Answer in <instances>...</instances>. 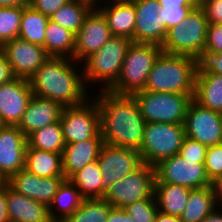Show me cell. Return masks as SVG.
<instances>
[{
	"mask_svg": "<svg viewBox=\"0 0 222 222\" xmlns=\"http://www.w3.org/2000/svg\"><path fill=\"white\" fill-rule=\"evenodd\" d=\"M100 114V133L105 144L139 151L146 121L133 95L109 90L95 96Z\"/></svg>",
	"mask_w": 222,
	"mask_h": 222,
	"instance_id": "1",
	"label": "cell"
},
{
	"mask_svg": "<svg viewBox=\"0 0 222 222\" xmlns=\"http://www.w3.org/2000/svg\"><path fill=\"white\" fill-rule=\"evenodd\" d=\"M73 60L50 57L28 80L33 95L56 101L62 107L84 103L89 96L87 85L83 71L80 75L75 67L77 61Z\"/></svg>",
	"mask_w": 222,
	"mask_h": 222,
	"instance_id": "2",
	"label": "cell"
},
{
	"mask_svg": "<svg viewBox=\"0 0 222 222\" xmlns=\"http://www.w3.org/2000/svg\"><path fill=\"white\" fill-rule=\"evenodd\" d=\"M199 61L186 55L162 52L151 69L145 91L194 94Z\"/></svg>",
	"mask_w": 222,
	"mask_h": 222,
	"instance_id": "3",
	"label": "cell"
},
{
	"mask_svg": "<svg viewBox=\"0 0 222 222\" xmlns=\"http://www.w3.org/2000/svg\"><path fill=\"white\" fill-rule=\"evenodd\" d=\"M208 24L203 8L194 6L180 24L167 30L162 51L190 56L200 61L205 49Z\"/></svg>",
	"mask_w": 222,
	"mask_h": 222,
	"instance_id": "4",
	"label": "cell"
},
{
	"mask_svg": "<svg viewBox=\"0 0 222 222\" xmlns=\"http://www.w3.org/2000/svg\"><path fill=\"white\" fill-rule=\"evenodd\" d=\"M131 43L132 40L129 38L112 36L99 51L87 57L79 69L80 72L83 68L85 85L89 82L95 85L101 82L102 88L99 89L109 90L119 78L122 63Z\"/></svg>",
	"mask_w": 222,
	"mask_h": 222,
	"instance_id": "5",
	"label": "cell"
},
{
	"mask_svg": "<svg viewBox=\"0 0 222 222\" xmlns=\"http://www.w3.org/2000/svg\"><path fill=\"white\" fill-rule=\"evenodd\" d=\"M162 52L159 45L132 42L122 63L119 78L109 91L132 95L143 90L148 75Z\"/></svg>",
	"mask_w": 222,
	"mask_h": 222,
	"instance_id": "6",
	"label": "cell"
},
{
	"mask_svg": "<svg viewBox=\"0 0 222 222\" xmlns=\"http://www.w3.org/2000/svg\"><path fill=\"white\" fill-rule=\"evenodd\" d=\"M146 123L184 124L194 94L149 92L132 94Z\"/></svg>",
	"mask_w": 222,
	"mask_h": 222,
	"instance_id": "7",
	"label": "cell"
},
{
	"mask_svg": "<svg viewBox=\"0 0 222 222\" xmlns=\"http://www.w3.org/2000/svg\"><path fill=\"white\" fill-rule=\"evenodd\" d=\"M185 136L184 124L146 123L138 151L142 162L155 166L163 159L179 154Z\"/></svg>",
	"mask_w": 222,
	"mask_h": 222,
	"instance_id": "8",
	"label": "cell"
},
{
	"mask_svg": "<svg viewBox=\"0 0 222 222\" xmlns=\"http://www.w3.org/2000/svg\"><path fill=\"white\" fill-rule=\"evenodd\" d=\"M155 167L142 163L137 169L107 187L104 199L114 208L150 198L154 194Z\"/></svg>",
	"mask_w": 222,
	"mask_h": 222,
	"instance_id": "9",
	"label": "cell"
},
{
	"mask_svg": "<svg viewBox=\"0 0 222 222\" xmlns=\"http://www.w3.org/2000/svg\"><path fill=\"white\" fill-rule=\"evenodd\" d=\"M89 99L90 96L80 105L62 108L60 123L66 144L102 137L97 101Z\"/></svg>",
	"mask_w": 222,
	"mask_h": 222,
	"instance_id": "10",
	"label": "cell"
},
{
	"mask_svg": "<svg viewBox=\"0 0 222 222\" xmlns=\"http://www.w3.org/2000/svg\"><path fill=\"white\" fill-rule=\"evenodd\" d=\"M155 167V182L181 185L190 189L211 186L204 163L185 160L180 154L163 159Z\"/></svg>",
	"mask_w": 222,
	"mask_h": 222,
	"instance_id": "11",
	"label": "cell"
},
{
	"mask_svg": "<svg viewBox=\"0 0 222 222\" xmlns=\"http://www.w3.org/2000/svg\"><path fill=\"white\" fill-rule=\"evenodd\" d=\"M185 135L205 146L222 143V113L201 107L194 100L189 104L184 121Z\"/></svg>",
	"mask_w": 222,
	"mask_h": 222,
	"instance_id": "12",
	"label": "cell"
},
{
	"mask_svg": "<svg viewBox=\"0 0 222 222\" xmlns=\"http://www.w3.org/2000/svg\"><path fill=\"white\" fill-rule=\"evenodd\" d=\"M0 49L5 54L14 77L27 80L50 58L44 47L20 38L3 43Z\"/></svg>",
	"mask_w": 222,
	"mask_h": 222,
	"instance_id": "13",
	"label": "cell"
},
{
	"mask_svg": "<svg viewBox=\"0 0 222 222\" xmlns=\"http://www.w3.org/2000/svg\"><path fill=\"white\" fill-rule=\"evenodd\" d=\"M112 37L103 13L93 7L85 16L83 24L75 35L74 60L81 63Z\"/></svg>",
	"mask_w": 222,
	"mask_h": 222,
	"instance_id": "14",
	"label": "cell"
},
{
	"mask_svg": "<svg viewBox=\"0 0 222 222\" xmlns=\"http://www.w3.org/2000/svg\"><path fill=\"white\" fill-rule=\"evenodd\" d=\"M97 162L106 187L133 172L143 163L137 150L105 143L100 149Z\"/></svg>",
	"mask_w": 222,
	"mask_h": 222,
	"instance_id": "15",
	"label": "cell"
},
{
	"mask_svg": "<svg viewBox=\"0 0 222 222\" xmlns=\"http://www.w3.org/2000/svg\"><path fill=\"white\" fill-rule=\"evenodd\" d=\"M27 137L18 126H0V182L25 167Z\"/></svg>",
	"mask_w": 222,
	"mask_h": 222,
	"instance_id": "16",
	"label": "cell"
},
{
	"mask_svg": "<svg viewBox=\"0 0 222 222\" xmlns=\"http://www.w3.org/2000/svg\"><path fill=\"white\" fill-rule=\"evenodd\" d=\"M32 97L33 91L27 79L15 77L10 82L1 84V125L18 126Z\"/></svg>",
	"mask_w": 222,
	"mask_h": 222,
	"instance_id": "17",
	"label": "cell"
},
{
	"mask_svg": "<svg viewBox=\"0 0 222 222\" xmlns=\"http://www.w3.org/2000/svg\"><path fill=\"white\" fill-rule=\"evenodd\" d=\"M134 3L136 18L133 33L134 43L162 46L167 29L158 15V0H131Z\"/></svg>",
	"mask_w": 222,
	"mask_h": 222,
	"instance_id": "18",
	"label": "cell"
},
{
	"mask_svg": "<svg viewBox=\"0 0 222 222\" xmlns=\"http://www.w3.org/2000/svg\"><path fill=\"white\" fill-rule=\"evenodd\" d=\"M65 179V177H39L22 169L12 175L6 183L16 192L48 206Z\"/></svg>",
	"mask_w": 222,
	"mask_h": 222,
	"instance_id": "19",
	"label": "cell"
},
{
	"mask_svg": "<svg viewBox=\"0 0 222 222\" xmlns=\"http://www.w3.org/2000/svg\"><path fill=\"white\" fill-rule=\"evenodd\" d=\"M62 108L56 101L33 95L18 128L27 137L33 131L57 122Z\"/></svg>",
	"mask_w": 222,
	"mask_h": 222,
	"instance_id": "20",
	"label": "cell"
},
{
	"mask_svg": "<svg viewBox=\"0 0 222 222\" xmlns=\"http://www.w3.org/2000/svg\"><path fill=\"white\" fill-rule=\"evenodd\" d=\"M103 144L102 137H92L81 142L67 143L62 154L63 176L70 179L85 165L97 161Z\"/></svg>",
	"mask_w": 222,
	"mask_h": 222,
	"instance_id": "21",
	"label": "cell"
},
{
	"mask_svg": "<svg viewBox=\"0 0 222 222\" xmlns=\"http://www.w3.org/2000/svg\"><path fill=\"white\" fill-rule=\"evenodd\" d=\"M109 2L105 4L106 6L98 5L97 8L106 17L111 35L126 37L133 42L136 18L134 3L131 0H109Z\"/></svg>",
	"mask_w": 222,
	"mask_h": 222,
	"instance_id": "22",
	"label": "cell"
},
{
	"mask_svg": "<svg viewBox=\"0 0 222 222\" xmlns=\"http://www.w3.org/2000/svg\"><path fill=\"white\" fill-rule=\"evenodd\" d=\"M7 212L10 222H48V206L16 192L7 184Z\"/></svg>",
	"mask_w": 222,
	"mask_h": 222,
	"instance_id": "23",
	"label": "cell"
},
{
	"mask_svg": "<svg viewBox=\"0 0 222 222\" xmlns=\"http://www.w3.org/2000/svg\"><path fill=\"white\" fill-rule=\"evenodd\" d=\"M84 199L75 184L70 179H65L48 205L50 219L65 221L81 206Z\"/></svg>",
	"mask_w": 222,
	"mask_h": 222,
	"instance_id": "24",
	"label": "cell"
},
{
	"mask_svg": "<svg viewBox=\"0 0 222 222\" xmlns=\"http://www.w3.org/2000/svg\"><path fill=\"white\" fill-rule=\"evenodd\" d=\"M191 189L181 185L155 182L154 195L158 211L180 217L189 199Z\"/></svg>",
	"mask_w": 222,
	"mask_h": 222,
	"instance_id": "25",
	"label": "cell"
},
{
	"mask_svg": "<svg viewBox=\"0 0 222 222\" xmlns=\"http://www.w3.org/2000/svg\"><path fill=\"white\" fill-rule=\"evenodd\" d=\"M193 100L201 107L222 113V75L196 73Z\"/></svg>",
	"mask_w": 222,
	"mask_h": 222,
	"instance_id": "26",
	"label": "cell"
},
{
	"mask_svg": "<svg viewBox=\"0 0 222 222\" xmlns=\"http://www.w3.org/2000/svg\"><path fill=\"white\" fill-rule=\"evenodd\" d=\"M24 169L39 177H64L62 154L27 147Z\"/></svg>",
	"mask_w": 222,
	"mask_h": 222,
	"instance_id": "27",
	"label": "cell"
},
{
	"mask_svg": "<svg viewBox=\"0 0 222 222\" xmlns=\"http://www.w3.org/2000/svg\"><path fill=\"white\" fill-rule=\"evenodd\" d=\"M218 205L211 186L191 189L185 209L180 216L182 222H201Z\"/></svg>",
	"mask_w": 222,
	"mask_h": 222,
	"instance_id": "28",
	"label": "cell"
},
{
	"mask_svg": "<svg viewBox=\"0 0 222 222\" xmlns=\"http://www.w3.org/2000/svg\"><path fill=\"white\" fill-rule=\"evenodd\" d=\"M75 35L49 20L45 31V50L50 57L74 59Z\"/></svg>",
	"mask_w": 222,
	"mask_h": 222,
	"instance_id": "29",
	"label": "cell"
},
{
	"mask_svg": "<svg viewBox=\"0 0 222 222\" xmlns=\"http://www.w3.org/2000/svg\"><path fill=\"white\" fill-rule=\"evenodd\" d=\"M97 161L85 165L70 180L85 199L104 198L107 187Z\"/></svg>",
	"mask_w": 222,
	"mask_h": 222,
	"instance_id": "30",
	"label": "cell"
},
{
	"mask_svg": "<svg viewBox=\"0 0 222 222\" xmlns=\"http://www.w3.org/2000/svg\"><path fill=\"white\" fill-rule=\"evenodd\" d=\"M49 20L48 16L31 5L22 7L18 38L45 48V31Z\"/></svg>",
	"mask_w": 222,
	"mask_h": 222,
	"instance_id": "31",
	"label": "cell"
},
{
	"mask_svg": "<svg viewBox=\"0 0 222 222\" xmlns=\"http://www.w3.org/2000/svg\"><path fill=\"white\" fill-rule=\"evenodd\" d=\"M65 146L60 119L27 136V147L38 150L63 154Z\"/></svg>",
	"mask_w": 222,
	"mask_h": 222,
	"instance_id": "32",
	"label": "cell"
},
{
	"mask_svg": "<svg viewBox=\"0 0 222 222\" xmlns=\"http://www.w3.org/2000/svg\"><path fill=\"white\" fill-rule=\"evenodd\" d=\"M92 8L87 2L70 0L58 11L53 13L49 19L76 35L83 24L85 16Z\"/></svg>",
	"mask_w": 222,
	"mask_h": 222,
	"instance_id": "33",
	"label": "cell"
},
{
	"mask_svg": "<svg viewBox=\"0 0 222 222\" xmlns=\"http://www.w3.org/2000/svg\"><path fill=\"white\" fill-rule=\"evenodd\" d=\"M112 208L104 198L84 199L81 206L63 222H106Z\"/></svg>",
	"mask_w": 222,
	"mask_h": 222,
	"instance_id": "34",
	"label": "cell"
},
{
	"mask_svg": "<svg viewBox=\"0 0 222 222\" xmlns=\"http://www.w3.org/2000/svg\"><path fill=\"white\" fill-rule=\"evenodd\" d=\"M22 7H0V46L18 38Z\"/></svg>",
	"mask_w": 222,
	"mask_h": 222,
	"instance_id": "35",
	"label": "cell"
},
{
	"mask_svg": "<svg viewBox=\"0 0 222 222\" xmlns=\"http://www.w3.org/2000/svg\"><path fill=\"white\" fill-rule=\"evenodd\" d=\"M123 209L134 222H155L158 212L154 194L150 198L129 204Z\"/></svg>",
	"mask_w": 222,
	"mask_h": 222,
	"instance_id": "36",
	"label": "cell"
},
{
	"mask_svg": "<svg viewBox=\"0 0 222 222\" xmlns=\"http://www.w3.org/2000/svg\"><path fill=\"white\" fill-rule=\"evenodd\" d=\"M204 166L210 182L222 175V143L207 147Z\"/></svg>",
	"mask_w": 222,
	"mask_h": 222,
	"instance_id": "37",
	"label": "cell"
},
{
	"mask_svg": "<svg viewBox=\"0 0 222 222\" xmlns=\"http://www.w3.org/2000/svg\"><path fill=\"white\" fill-rule=\"evenodd\" d=\"M207 146L202 143L185 136L179 154L185 160L196 161V163H204Z\"/></svg>",
	"mask_w": 222,
	"mask_h": 222,
	"instance_id": "38",
	"label": "cell"
},
{
	"mask_svg": "<svg viewBox=\"0 0 222 222\" xmlns=\"http://www.w3.org/2000/svg\"><path fill=\"white\" fill-rule=\"evenodd\" d=\"M222 53V23L208 24L206 44L203 54Z\"/></svg>",
	"mask_w": 222,
	"mask_h": 222,
	"instance_id": "39",
	"label": "cell"
},
{
	"mask_svg": "<svg viewBox=\"0 0 222 222\" xmlns=\"http://www.w3.org/2000/svg\"><path fill=\"white\" fill-rule=\"evenodd\" d=\"M192 8H178V7H159L158 15L165 22L166 29L180 24L186 18Z\"/></svg>",
	"mask_w": 222,
	"mask_h": 222,
	"instance_id": "40",
	"label": "cell"
},
{
	"mask_svg": "<svg viewBox=\"0 0 222 222\" xmlns=\"http://www.w3.org/2000/svg\"><path fill=\"white\" fill-rule=\"evenodd\" d=\"M197 73H214L222 75V53L203 54L199 61Z\"/></svg>",
	"mask_w": 222,
	"mask_h": 222,
	"instance_id": "41",
	"label": "cell"
},
{
	"mask_svg": "<svg viewBox=\"0 0 222 222\" xmlns=\"http://www.w3.org/2000/svg\"><path fill=\"white\" fill-rule=\"evenodd\" d=\"M208 19V23H222V0H202L200 5Z\"/></svg>",
	"mask_w": 222,
	"mask_h": 222,
	"instance_id": "42",
	"label": "cell"
},
{
	"mask_svg": "<svg viewBox=\"0 0 222 222\" xmlns=\"http://www.w3.org/2000/svg\"><path fill=\"white\" fill-rule=\"evenodd\" d=\"M69 1L70 0H29V5L43 15L50 17Z\"/></svg>",
	"mask_w": 222,
	"mask_h": 222,
	"instance_id": "43",
	"label": "cell"
},
{
	"mask_svg": "<svg viewBox=\"0 0 222 222\" xmlns=\"http://www.w3.org/2000/svg\"><path fill=\"white\" fill-rule=\"evenodd\" d=\"M9 62L7 61L5 54L0 49V85L3 83L10 82L14 79Z\"/></svg>",
	"mask_w": 222,
	"mask_h": 222,
	"instance_id": "44",
	"label": "cell"
},
{
	"mask_svg": "<svg viewBox=\"0 0 222 222\" xmlns=\"http://www.w3.org/2000/svg\"><path fill=\"white\" fill-rule=\"evenodd\" d=\"M7 183L0 182V222H10L7 212Z\"/></svg>",
	"mask_w": 222,
	"mask_h": 222,
	"instance_id": "45",
	"label": "cell"
},
{
	"mask_svg": "<svg viewBox=\"0 0 222 222\" xmlns=\"http://www.w3.org/2000/svg\"><path fill=\"white\" fill-rule=\"evenodd\" d=\"M106 222H134L122 208H112Z\"/></svg>",
	"mask_w": 222,
	"mask_h": 222,
	"instance_id": "46",
	"label": "cell"
},
{
	"mask_svg": "<svg viewBox=\"0 0 222 222\" xmlns=\"http://www.w3.org/2000/svg\"><path fill=\"white\" fill-rule=\"evenodd\" d=\"M159 7L193 8L188 0H158Z\"/></svg>",
	"mask_w": 222,
	"mask_h": 222,
	"instance_id": "47",
	"label": "cell"
},
{
	"mask_svg": "<svg viewBox=\"0 0 222 222\" xmlns=\"http://www.w3.org/2000/svg\"><path fill=\"white\" fill-rule=\"evenodd\" d=\"M211 187L213 189L216 204L219 205L217 207L220 208V205H222V175L211 182Z\"/></svg>",
	"mask_w": 222,
	"mask_h": 222,
	"instance_id": "48",
	"label": "cell"
},
{
	"mask_svg": "<svg viewBox=\"0 0 222 222\" xmlns=\"http://www.w3.org/2000/svg\"><path fill=\"white\" fill-rule=\"evenodd\" d=\"M29 0H0V7H25Z\"/></svg>",
	"mask_w": 222,
	"mask_h": 222,
	"instance_id": "49",
	"label": "cell"
},
{
	"mask_svg": "<svg viewBox=\"0 0 222 222\" xmlns=\"http://www.w3.org/2000/svg\"><path fill=\"white\" fill-rule=\"evenodd\" d=\"M155 222H182V221L180 220V217L171 216L158 211L155 216Z\"/></svg>",
	"mask_w": 222,
	"mask_h": 222,
	"instance_id": "50",
	"label": "cell"
},
{
	"mask_svg": "<svg viewBox=\"0 0 222 222\" xmlns=\"http://www.w3.org/2000/svg\"><path fill=\"white\" fill-rule=\"evenodd\" d=\"M217 209L218 208H216L212 213H210L201 222H222V210L220 211L218 209V211H217Z\"/></svg>",
	"mask_w": 222,
	"mask_h": 222,
	"instance_id": "51",
	"label": "cell"
},
{
	"mask_svg": "<svg viewBox=\"0 0 222 222\" xmlns=\"http://www.w3.org/2000/svg\"><path fill=\"white\" fill-rule=\"evenodd\" d=\"M80 1H84V2H87L89 3L92 7H98L97 3L100 4L99 2H103L100 1V0H80ZM105 1V0H104Z\"/></svg>",
	"mask_w": 222,
	"mask_h": 222,
	"instance_id": "52",
	"label": "cell"
},
{
	"mask_svg": "<svg viewBox=\"0 0 222 222\" xmlns=\"http://www.w3.org/2000/svg\"><path fill=\"white\" fill-rule=\"evenodd\" d=\"M194 6H200L202 0H188Z\"/></svg>",
	"mask_w": 222,
	"mask_h": 222,
	"instance_id": "53",
	"label": "cell"
}]
</instances>
